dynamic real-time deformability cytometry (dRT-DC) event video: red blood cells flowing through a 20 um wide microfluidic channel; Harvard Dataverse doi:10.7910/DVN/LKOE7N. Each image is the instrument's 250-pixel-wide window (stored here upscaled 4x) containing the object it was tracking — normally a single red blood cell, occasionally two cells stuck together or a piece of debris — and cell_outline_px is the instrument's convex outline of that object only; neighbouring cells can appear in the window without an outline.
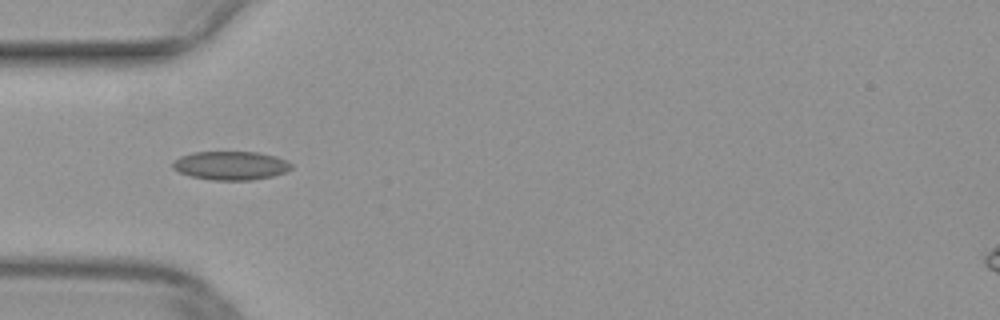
{"species": "common noctule bat (a hibernating species)", "species_latin": "Nyctalus noctula", "temperature_condition": "warm", "stored_images_in_passage": 37, "camera_frame_rate_fps": 3000, "um_per_image_px": 0.085, "animal": {"sex": "female", "body_mass_g": 29.2, "forearm_length_mm": 56.3}, "frame": {"image": 1, "passage_image": 3, "time_ms": 0.667, "image_size_px": [1000, 320], "cell_outline_px": [[292, 168], [284, 172], [272, 176], [252, 180], [212, 180], [192, 176], [180, 172], [172, 168], [172, 164], [180, 156], [192, 152], [256, 152], [276, 156], [292, 164]], "centroid_in_image_um": [19.61, 14.07], "position_along_channel_um": 65.4, "area_um2": 19.65}}
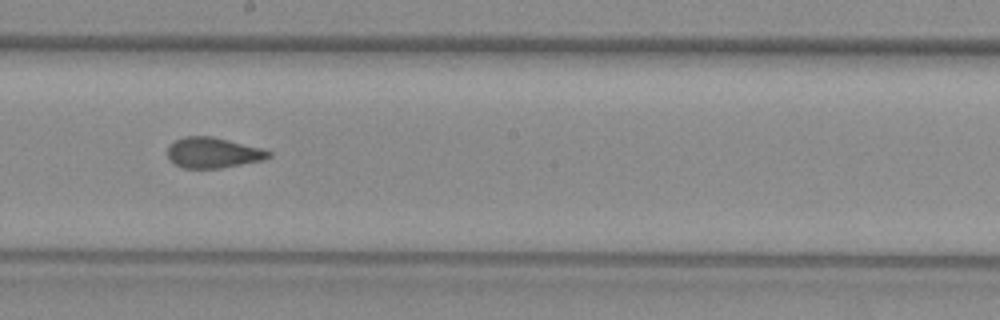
{"frame": {"image": 2, "passage_image": 15, "time_ms": 4.667, "image_size_px": [1000, 320], "cell_outline_px": [[272, 156], [264, 160], [220, 168], [184, 168], [168, 160], [168, 148], [176, 140], [184, 136], [212, 136], [260, 148], [272, 152]], "centroid_in_image_um": [18.12, 12.98], "position_along_channel_um": 230.1, "area_um2": 17.86}}
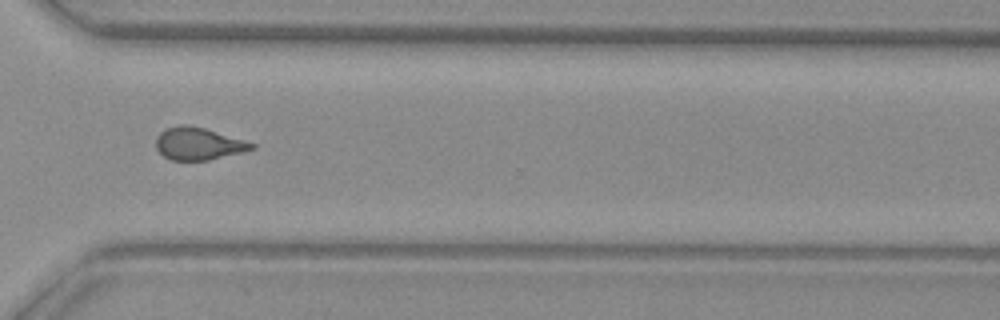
{"frame": {"image": 3, "passage_image": 24, "time_ms": 7.667, "image_size_px": [1000, 320], "cell_outline_px": [[256, 148], [244, 152], [208, 160], [172, 160], [164, 156], [156, 148], [156, 136], [164, 128], [180, 124], [188, 124], [204, 128], [244, 140], [256, 144]], "centroid_in_image_um": [16.85, 12.2], "position_along_channel_um": 353.7, "area_um2": 18.15}}